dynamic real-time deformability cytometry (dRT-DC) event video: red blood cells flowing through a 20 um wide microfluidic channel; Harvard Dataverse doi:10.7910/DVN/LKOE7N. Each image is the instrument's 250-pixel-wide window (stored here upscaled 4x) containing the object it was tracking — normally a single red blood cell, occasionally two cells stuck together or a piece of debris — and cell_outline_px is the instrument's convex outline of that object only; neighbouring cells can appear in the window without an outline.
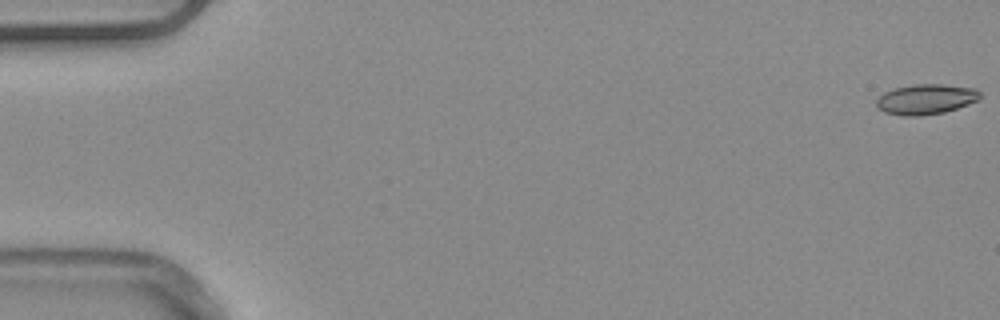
{"species": "common noctule bat (a hibernating species)", "species_latin": "Nyctalus noctula", "temperature_condition": "warm", "stored_images_in_passage": 53, "camera_frame_rate_fps": 3000, "um_per_image_px": 0.085, "animal": {"sex": "male", "body_mass_g": 20.4}, "frame": {"image": 1, "passage_image": 1, "time_ms": 0.0, "image_size_px": [1000, 320], "cell_outline_px": [[980, 100], [944, 112], [920, 116], [904, 116], [884, 112], [876, 104], [876, 100], [884, 92], [896, 88], [916, 84], [944, 84], [976, 88], [980, 92]], "centroid_in_image_um": [78.73, 8.43], "position_along_channel_um": 6.3, "area_um2": 18.21}}
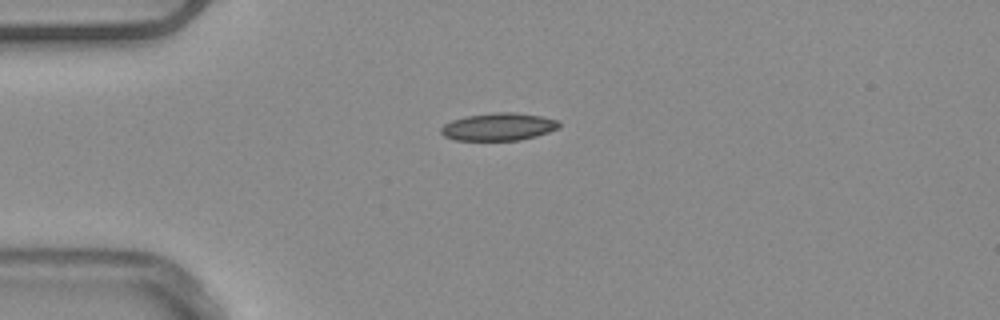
{"frame": {"image": 2, "passage_image": 14, "time_ms": 4.333, "image_size_px": [1000, 320], "cell_outline_px": [[560, 128], [536, 136], [520, 140], [456, 140], [444, 136], [440, 132], [440, 128], [444, 124], [452, 120], [468, 116], [500, 112], [512, 112], [540, 116], [556, 120], [560, 124]], "centroid_in_image_um": [42.37, 10.78], "position_along_channel_um": 42.6, "area_um2": 18.79}}
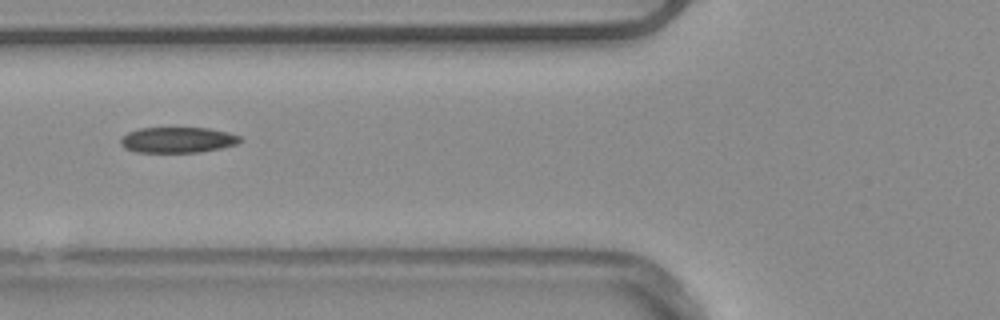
{"frame": {"image": 3, "passage_image": 21, "time_ms": 6.667, "image_size_px": [1000, 320], "cell_outline_px": [[244, 140], [236, 144], [220, 148], [200, 152], [136, 152], [124, 148], [120, 144], [120, 140], [128, 132], [140, 128], [208, 128], [228, 132], [240, 136]], "centroid_in_image_um": [15.11, 11.89], "position_along_channel_um": 110.7, "area_um2": 17.86}, "authors_computed_cell_mechanics": {"area_um2": 18.1492, "velocity_mm_per_s": 3.9298, "shape_relaxation_time_tau1_ms": null, "shape_relaxation_time_tau2_ms": 6.6328, "deformation_change_tau1": null, "deformation_change_tau2": 0.1286}}